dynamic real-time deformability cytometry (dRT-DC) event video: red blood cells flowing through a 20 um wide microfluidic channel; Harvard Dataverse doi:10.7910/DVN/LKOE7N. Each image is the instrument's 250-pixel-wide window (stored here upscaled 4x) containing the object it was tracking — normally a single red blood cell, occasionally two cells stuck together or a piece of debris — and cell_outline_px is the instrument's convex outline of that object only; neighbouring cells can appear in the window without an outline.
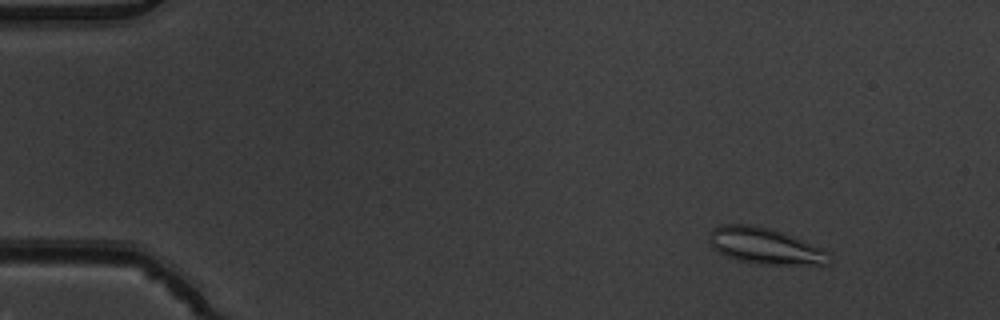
{"species": "common noctule bat (a hibernating species)", "species_latin": "Nyctalus noctula", "temperature_condition": "warm", "stored_images_in_passage": 5, "camera_frame_rate_fps": 3000, "um_per_image_px": 0.085, "animal": {"sex": "male", "body_mass_g": 19.5, "forearm_length_mm": 54.6}, "frame": {"image": 1, "passage_image": 2, "time_ms": 0.333, "image_size_px": [1000, 320], "cell_outline_px": [[828, 264], [760, 264], [740, 260], [728, 256], [712, 248], [708, 240], [708, 232], [712, 228], [720, 224], [748, 224], [772, 228], [824, 248], [828, 252]], "centroid_in_image_um": [64.97, 20.87], "position_along_channel_um": 20.0, "area_um2": 25.26}}
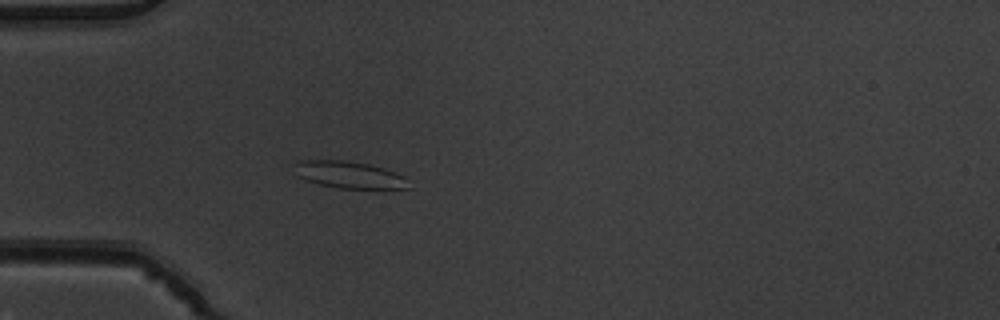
{"frame": {"image": 2, "passage_image": 5, "time_ms": 1.333, "image_size_px": [1000, 320], "cell_outline_px": [[412, 188], [340, 188], [320, 184], [304, 180], [296, 176], [292, 164], [296, 160], [344, 160], [368, 164], [384, 168], [396, 172], [404, 176]], "centroid_in_image_um": [29.62, 14.84], "position_along_channel_um": 55.4, "area_um2": 18.15}}